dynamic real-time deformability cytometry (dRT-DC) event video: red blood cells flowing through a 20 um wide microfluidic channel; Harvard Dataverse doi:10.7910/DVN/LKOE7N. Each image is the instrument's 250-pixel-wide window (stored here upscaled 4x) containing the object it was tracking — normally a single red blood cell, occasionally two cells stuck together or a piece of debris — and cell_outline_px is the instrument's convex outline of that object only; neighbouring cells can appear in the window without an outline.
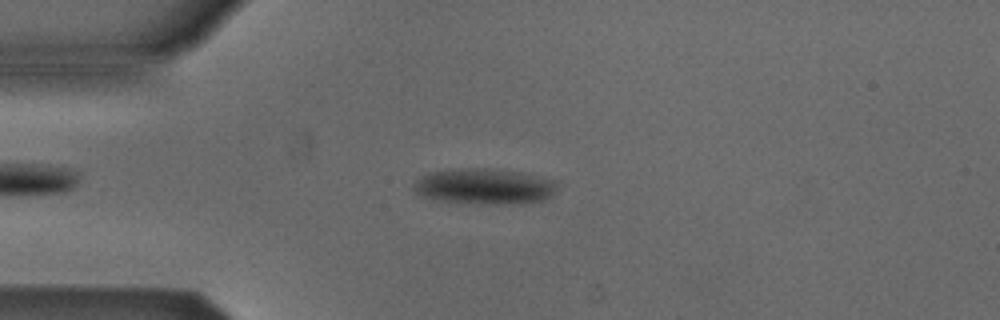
{"species": "Egyptian fruit bat (a non-hibernating species)", "species_latin": "Rousettus aegyptiacus", "temperature_condition": "cold", "stored_images_in_passage": 3, "camera_frame_rate_fps": 3000, "um_per_image_px": 0.085, "animal": {"sex": "male"}, "frame": {"image": 1, "passage_image": 1, "time_ms": 0.0, "image_size_px": [1000, 320], "cell_outline_px": [[560, 188], [552, 196], [544, 200], [528, 204], [468, 204], [436, 200], [420, 196], [412, 192], [412, 184], [416, 180], [428, 172], [468, 168], [488, 168], [524, 172], [560, 180]], "centroid_in_image_um": [41.26, 15.86], "position_along_channel_um": 43.7, "area_um2": 31.21}}
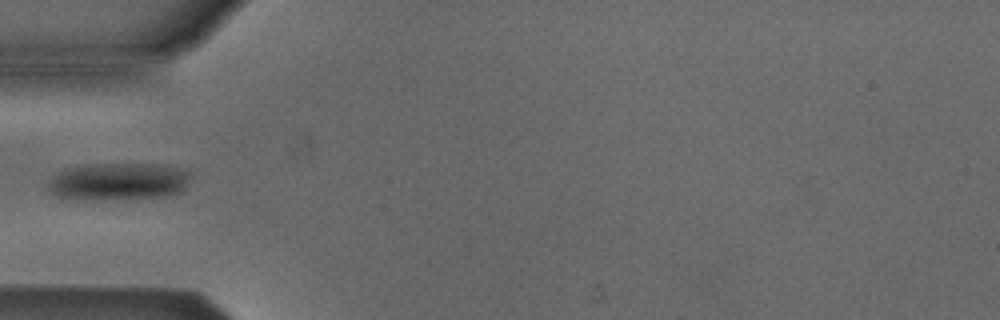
{"frame": {"image": 2, "passage_image": 2, "time_ms": 1.333, "image_size_px": [1000, 320], "cell_outline_px": [[192, 176], [188, 184], [180, 192], [164, 196], [136, 200], [68, 200], [56, 196], [48, 188], [48, 184], [52, 176], [64, 168], [84, 164], [168, 164], [188, 172]], "centroid_in_image_um": [10.04, 15.45], "position_along_channel_um": 75.0, "area_um2": 32.14}}
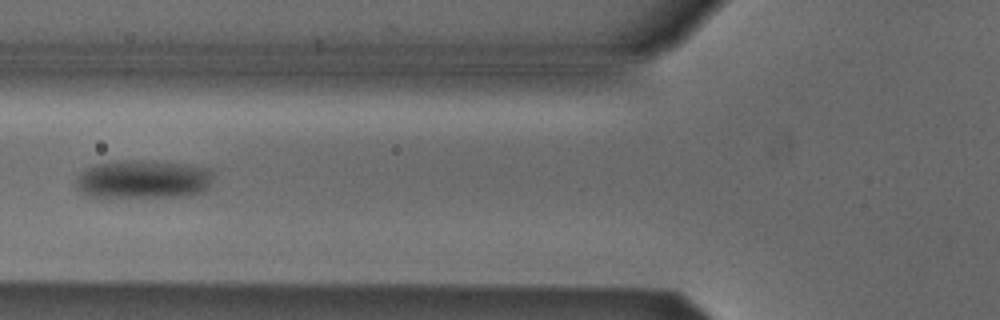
{"frame": {"image": 3, "passage_image": 3, "time_ms": 2.333, "image_size_px": [1000, 320], "cell_outline_px": [[212, 180], [208, 188], [204, 192], [188, 196], [88, 196], [76, 184], [84, 168], [100, 164], [136, 160], [156, 160], [188, 164], [212, 168]], "centroid_in_image_um": [12.31, 15.22], "position_along_channel_um": 113.5, "area_um2": 30.46}}